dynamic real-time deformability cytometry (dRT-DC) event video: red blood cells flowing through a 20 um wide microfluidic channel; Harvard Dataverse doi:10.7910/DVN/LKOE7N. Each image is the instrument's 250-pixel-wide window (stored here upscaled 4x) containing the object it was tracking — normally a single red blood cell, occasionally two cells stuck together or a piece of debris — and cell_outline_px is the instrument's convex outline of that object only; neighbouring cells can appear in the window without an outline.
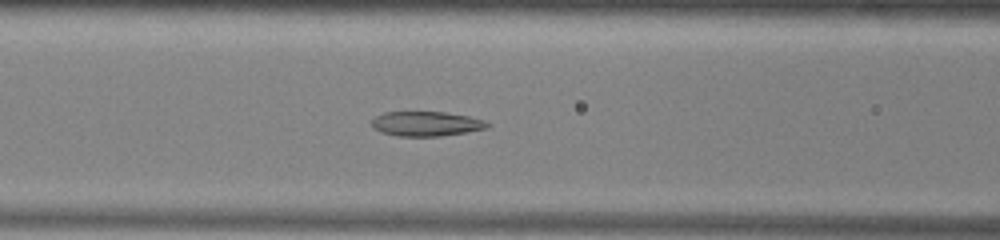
{"species": "common noctule bat (a hibernating species)", "species_latin": "Nyctalus noctula", "temperature_condition": "warm", "stored_images_in_passage": 52, "camera_frame_rate_fps": 3000, "um_per_image_px": 0.085, "animal": {"sex": "male", "body_mass_g": 13.0, "forearm_length_mm": 53.1}, "frame": {"image": 1, "passage_image": 21, "time_ms": 6.667, "image_size_px": [1000, 240], "cell_outline_px": [[492, 124], [488, 128], [440, 136], [396, 136], [380, 132], [372, 128], [372, 120], [376, 116], [384, 112], [444, 112], [468, 116], [484, 120]], "centroid_in_image_um": [36.21, 10.52], "position_along_channel_um": 130.4, "area_um2": 16.65}}
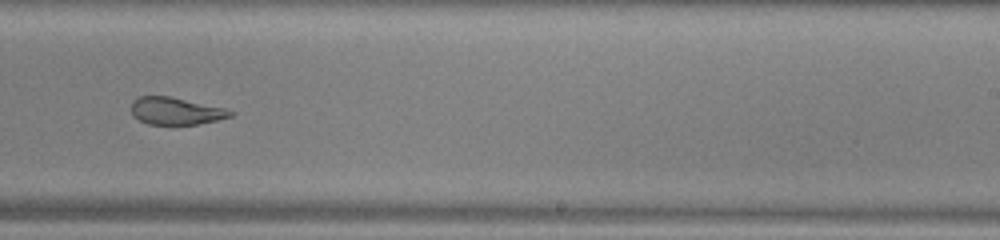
{"frame": {"image": 2, "passage_image": 32, "time_ms": 10.333, "image_size_px": [1000, 240], "cell_outline_px": [[236, 112], [232, 116], [216, 120], [196, 124], [172, 128], [148, 124], [132, 116], [132, 100], [140, 96], [168, 96], [224, 108]], "centroid_in_image_um": [14.91, 9.48], "position_along_channel_um": 274.1, "area_um2": 16.24}}
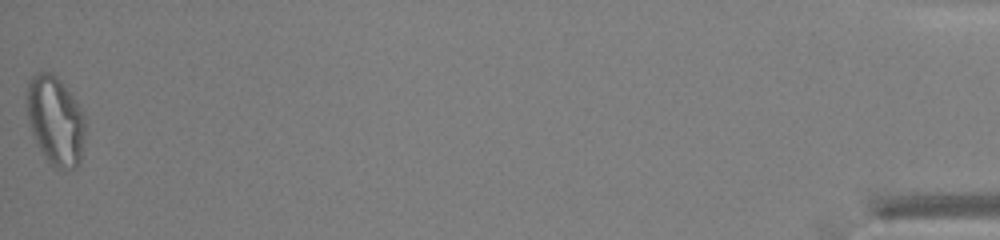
{"frame": {"image": 3, "passage_image": 52, "time_ms": 17.0, "image_size_px": [1000, 240], "cell_outline_px": [[84, 136], [80, 164], [76, 168], [56, 168], [48, 164], [32, 132], [28, 120], [28, 80], [36, 72], [52, 72], [56, 76], [72, 96], [80, 108], [84, 116]], "centroid_in_image_um": [4.71, 10.27], "position_along_channel_um": 430.5, "area_um2": 29.82}, "authors_computed_cell_mechanics": {"area_um2": 20.6924, "velocity_mm_per_s": 3.9306, "shape_relaxation_time_tau1_ms": null, "shape_relaxation_time_tau2_ms": 1.8437, "deformation_change_tau1": null, "deformation_change_tau2": 0.0942}}